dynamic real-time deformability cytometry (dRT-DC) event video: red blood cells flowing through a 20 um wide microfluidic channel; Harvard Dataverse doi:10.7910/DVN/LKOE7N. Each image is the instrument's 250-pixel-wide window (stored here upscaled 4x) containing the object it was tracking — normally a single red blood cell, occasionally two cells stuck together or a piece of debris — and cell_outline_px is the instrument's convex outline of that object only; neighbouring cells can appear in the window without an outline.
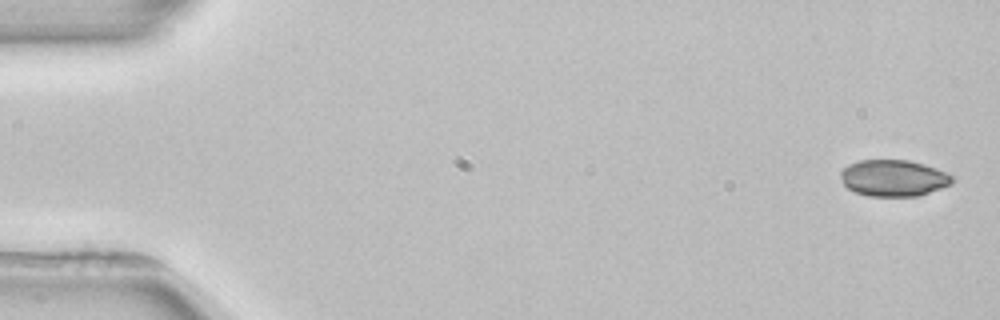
{"species": "common noctule bat (a hibernating species)", "species_latin": "Nyctalus noctula", "temperature_condition": "room temperature", "stored_images_in_passage": 4, "camera_frame_rate_fps": 3000, "um_per_image_px": 0.085, "animal": {"sex": "female", "body_mass_g": 22.7, "forearm_length_mm": 54.2}, "frame": {"image": 1, "passage_image": 1, "time_ms": 0.0, "image_size_px": [1000, 320], "cell_outline_px": [[952, 184], [920, 196], [868, 196], [856, 192], [848, 188], [844, 184], [840, 176], [840, 172], [848, 164], [860, 160], [908, 160], [924, 164], [936, 168], [952, 176]], "centroid_in_image_um": [75.94, 15.13], "position_along_channel_um": 9.1, "area_um2": 23.7}}
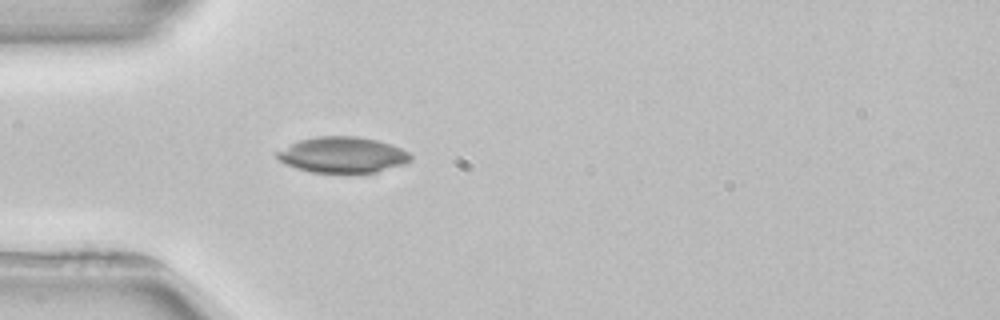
{"frame": {"image": 2, "passage_image": 4, "time_ms": 4.667, "image_size_px": [1000, 320], "cell_outline_px": [[412, 160], [376, 172], [312, 172], [296, 168], [284, 164], [276, 156], [276, 152], [300, 140], [316, 136], [356, 136], [376, 140], [400, 148], [408, 152], [412, 156]], "centroid_in_image_um": [29.09, 13.16], "position_along_channel_um": 55.9, "area_um2": 27.4}}